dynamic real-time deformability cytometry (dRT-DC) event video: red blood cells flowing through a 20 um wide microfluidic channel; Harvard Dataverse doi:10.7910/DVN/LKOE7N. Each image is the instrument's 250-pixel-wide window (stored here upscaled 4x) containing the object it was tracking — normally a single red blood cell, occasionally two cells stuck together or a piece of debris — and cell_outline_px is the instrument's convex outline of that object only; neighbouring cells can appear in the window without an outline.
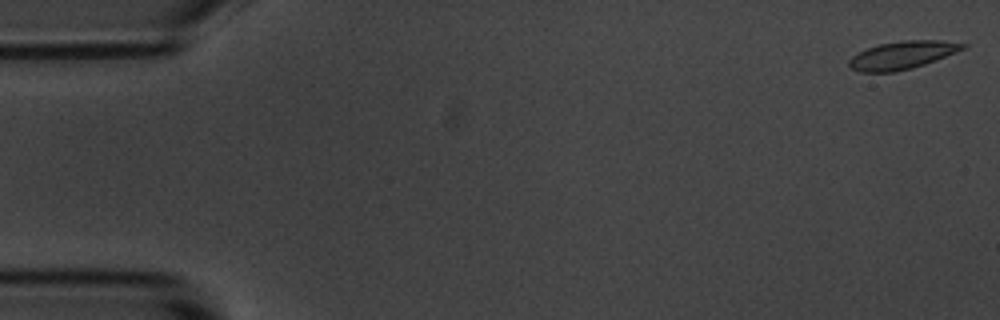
{"species": "common noctule bat (a hibernating species)", "species_latin": "Nyctalus noctula", "temperature_condition": "room temperature", "stored_images_in_passage": 48, "camera_frame_rate_fps": 3000, "um_per_image_px": 0.085, "animal": {"sex": "male", "body_mass_g": 20.1, "forearm_length_mm": 53.5}, "frame": {"image": 1, "passage_image": 1, "time_ms": 0.0, "image_size_px": [1000, 320], "cell_outline_px": [[968, 48], [936, 60], [912, 68], [892, 72], [860, 72], [852, 68], [848, 64], [848, 60], [852, 56], [868, 48], [880, 44], [900, 40], [940, 40], [968, 44]], "centroid_in_image_um": [76.74, 4.68], "position_along_channel_um": 8.3, "area_um2": 18.5}}
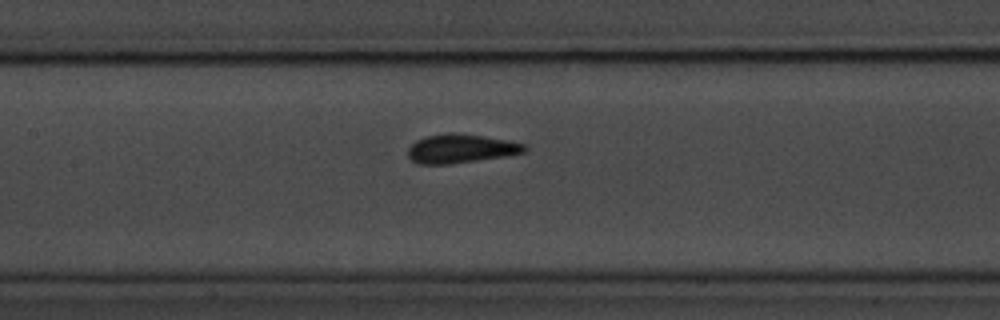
{"frame": {"image": 2, "passage_image": 25, "time_ms": 8.0, "image_size_px": [1000, 320], "cell_outline_px": [[528, 148], [524, 152], [504, 156], [448, 164], [420, 164], [412, 160], [408, 156], [408, 148], [416, 140], [428, 136], [448, 132], [452, 132], [484, 136], [508, 140], [524, 144]], "centroid_in_image_um": [39.16, 12.62], "position_along_channel_um": 168.2, "area_um2": 19.42}}
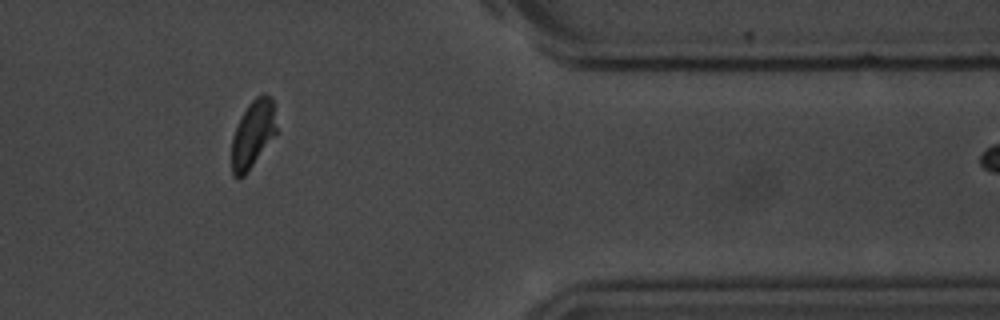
{"frame": {"image": 3, "passage_image": 45, "time_ms": 14.667, "image_size_px": [1000, 320], "cell_outline_px": [[276, 136], [248, 172], [240, 180], [232, 176], [232, 136], [248, 104], [256, 96], [264, 92], [272, 96], [276, 128]], "centroid_in_image_um": [21.51, 11.43], "position_along_channel_um": 389.9, "area_um2": 17.86}}